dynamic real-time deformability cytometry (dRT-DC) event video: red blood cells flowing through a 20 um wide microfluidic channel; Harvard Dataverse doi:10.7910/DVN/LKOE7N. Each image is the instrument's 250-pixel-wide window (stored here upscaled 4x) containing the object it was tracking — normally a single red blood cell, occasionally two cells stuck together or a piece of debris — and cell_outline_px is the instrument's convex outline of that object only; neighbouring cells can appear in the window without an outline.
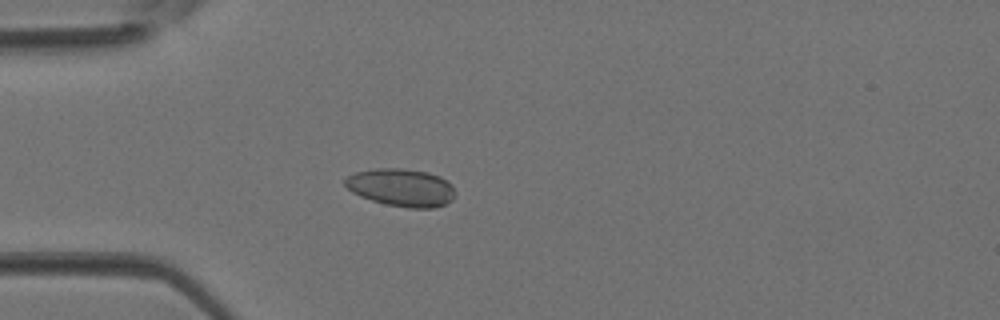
{"species": "Egyptian fruit bat (a non-hibernating species)", "species_latin": "Rousettus aegyptiacus", "temperature_condition": "room temperature", "stored_images_in_passage": 4, "camera_frame_rate_fps": 3000, "um_per_image_px": 0.085, "animal": {"sex": "female"}, "frame": {"image": 1, "passage_image": 4, "time_ms": 1.0, "image_size_px": [1000, 320], "cell_outline_px": [[456, 192], [452, 200], [444, 204], [432, 208], [408, 208], [384, 204], [360, 196], [352, 192], [344, 184], [344, 180], [348, 176], [356, 172], [376, 168], [404, 168], [428, 172], [440, 176], [452, 184]], "centroid_in_image_um": [34.13, 15.93], "position_along_channel_um": 50.9, "area_um2": 24.39}}